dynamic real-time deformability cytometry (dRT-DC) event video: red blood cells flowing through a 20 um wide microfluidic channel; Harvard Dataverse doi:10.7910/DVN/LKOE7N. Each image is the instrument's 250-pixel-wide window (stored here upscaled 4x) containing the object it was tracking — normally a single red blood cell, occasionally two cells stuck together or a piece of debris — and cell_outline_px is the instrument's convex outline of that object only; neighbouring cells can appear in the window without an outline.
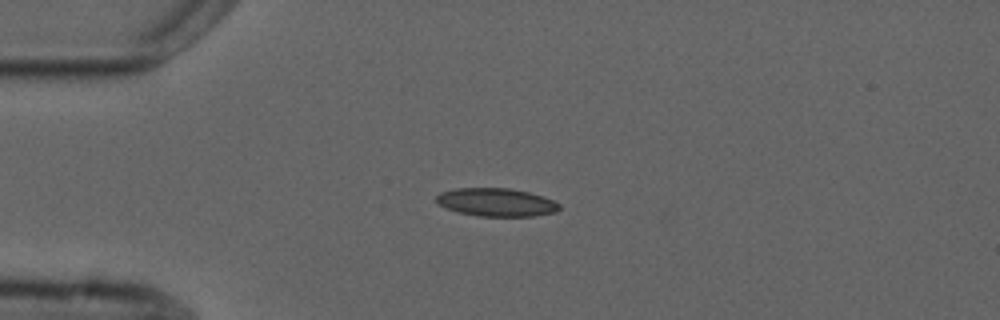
{"species": "common noctule bat (a hibernating species)", "species_latin": "Nyctalus noctula", "temperature_condition": "cold", "stored_images_in_passage": 3, "camera_frame_rate_fps": 3000, "um_per_image_px": 0.085, "animal": {"sex": "male", "forearm_length_mm": 52.5}, "frame": {"image": 1, "passage_image": 1, "time_ms": 0.0, "image_size_px": [1000, 320], "cell_outline_px": [[560, 208], [556, 212], [536, 216], [480, 216], [456, 212], [444, 208], [436, 200], [436, 196], [440, 192], [456, 188], [508, 188], [528, 192], [544, 196], [560, 204]], "centroid_in_image_um": [42.18, 17.19], "position_along_channel_um": 42.8, "area_um2": 20.29}}
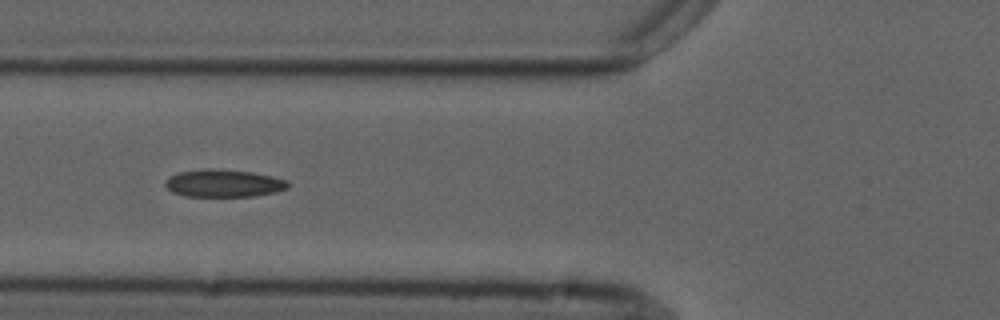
{"frame": {"image": 2, "passage_image": 3, "time_ms": 2.333, "image_size_px": [1000, 320], "cell_outline_px": [[288, 188], [276, 192], [252, 196], [184, 196], [172, 192], [164, 184], [164, 180], [168, 176], [180, 172], [212, 168], [252, 172], [272, 176], [288, 180]], "centroid_in_image_um": [19.0, 15.58], "position_along_channel_um": 106.8, "area_um2": 19.71}}